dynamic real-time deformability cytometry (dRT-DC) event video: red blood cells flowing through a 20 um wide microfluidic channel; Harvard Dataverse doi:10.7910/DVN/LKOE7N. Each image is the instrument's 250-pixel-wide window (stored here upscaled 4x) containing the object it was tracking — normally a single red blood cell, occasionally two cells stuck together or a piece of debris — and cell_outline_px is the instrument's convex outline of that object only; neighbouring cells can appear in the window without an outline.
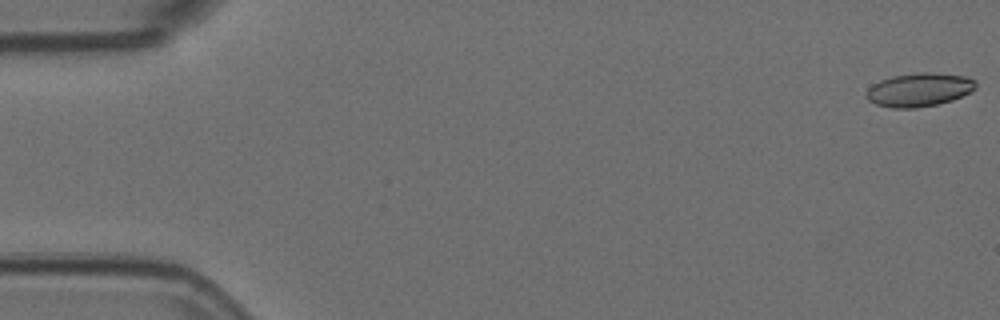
{"species": "Egyptian fruit bat (a non-hibernating species)", "species_latin": "Rousettus aegyptiacus", "temperature_condition": "room temperature", "stored_images_in_passage": 8, "camera_frame_rate_fps": 3000, "um_per_image_px": 0.085, "animal": {"sex": "female"}, "frame": {"image": 1, "passage_image": 1, "time_ms": 0.0, "image_size_px": [1000, 320], "cell_outline_px": [[976, 88], [972, 92], [952, 100], [936, 104], [916, 108], [892, 108], [876, 104], [868, 100], [868, 88], [872, 84], [880, 80], [892, 76], [916, 72], [928, 72], [968, 76], [976, 80]], "centroid_in_image_um": [78.17, 7.61], "position_along_channel_um": 6.8, "area_um2": 21.5}}
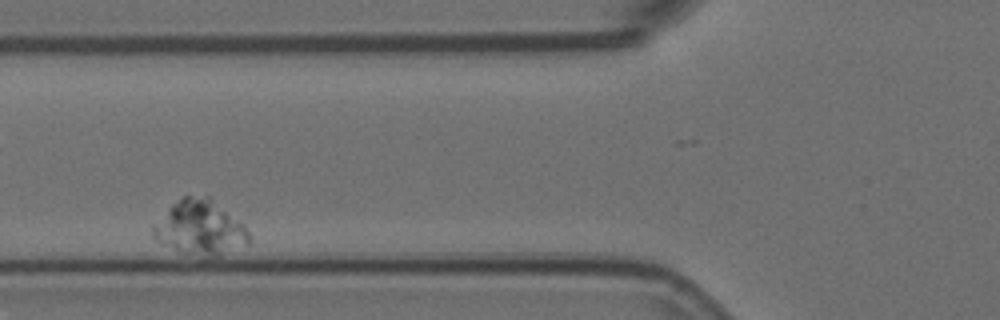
{"frame": {"image": 2, "passage_image": 6, "time_ms": 1.667, "image_size_px": [1000, 320], "cell_outline_px": [[252, 244], [220, 256], [212, 256], [180, 252], [156, 240], [152, 232], [152, 224], [172, 204], [184, 196], [212, 196], [244, 224], [252, 240]], "centroid_in_image_um": [17.06, 19.35], "position_along_channel_um": 108.7, "area_um2": 30.92}}
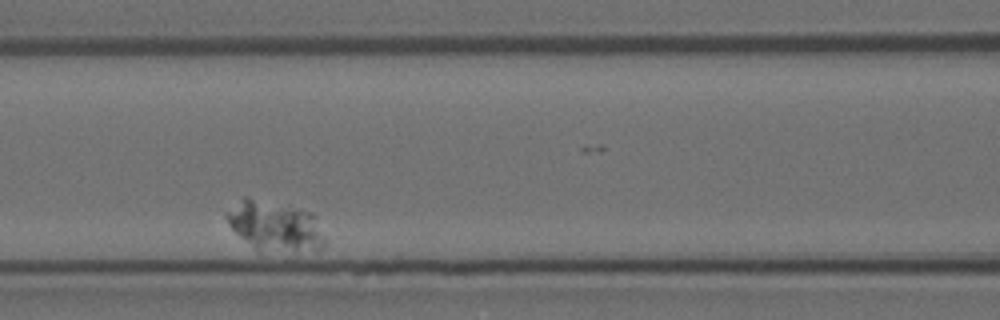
{"frame": {"image": 3, "passage_image": 7, "time_ms": 2.0, "image_size_px": [1000, 320], "cell_outline_px": [[324, 248], [316, 252], [296, 252], [256, 248], [240, 236], [228, 224], [224, 216], [224, 212], [244, 196], [248, 196], [300, 208], [312, 212], [316, 216], [324, 240]], "centroid_in_image_um": [23.39, 19.18], "position_along_channel_um": 143.2, "area_um2": 28.78}}